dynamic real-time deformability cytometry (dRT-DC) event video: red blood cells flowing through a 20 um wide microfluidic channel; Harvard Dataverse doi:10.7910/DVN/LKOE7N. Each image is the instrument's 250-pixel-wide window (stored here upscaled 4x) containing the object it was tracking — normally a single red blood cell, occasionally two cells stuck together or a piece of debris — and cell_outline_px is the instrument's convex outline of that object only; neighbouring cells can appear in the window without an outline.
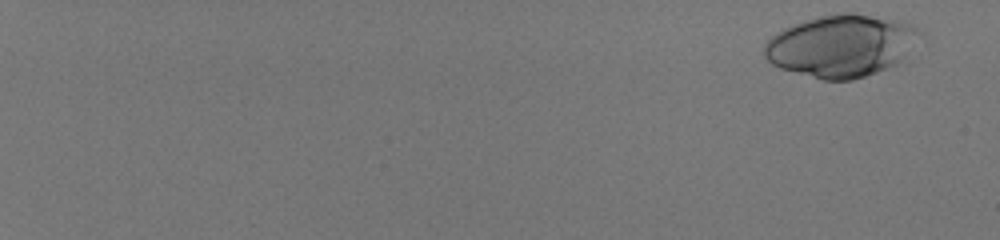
{"species": "human", "species_latin": "Homo sapiens", "temperature_condition": "room temperature", "stored_images_in_passage": 56, "camera_frame_rate_fps": 3000, "um_per_image_px": 0.085, "donor": {"sex": "male"}, "frame": {"image": 1, "passage_image": 2, "time_ms": 0.333, "image_size_px": [1000, 240], "cell_outline_px": [[928, 36], [896, 64], [876, 72], [852, 80], [824, 80], [780, 68], [772, 64], [764, 56], [764, 44], [776, 32], [784, 28], [820, 16], [840, 12], [852, 12], [912, 24], [924, 32]], "centroid_in_image_um": [71.58, 3.89], "position_along_channel_um": 13.4, "area_um2": 56.53}}
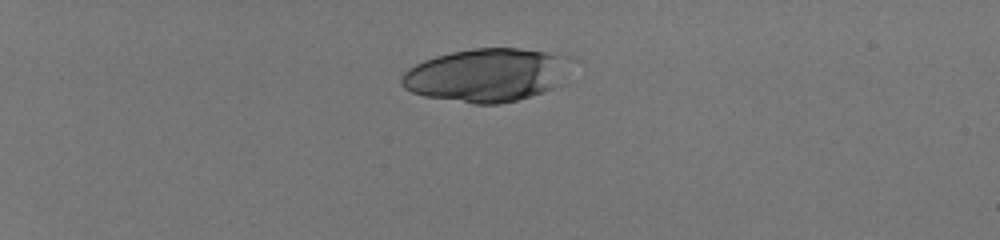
{"frame": {"image": 2, "passage_image": 17, "time_ms": 5.333, "image_size_px": [1000, 240], "cell_outline_px": [[560, 84], [544, 92], [516, 100], [500, 104], [472, 104], [424, 96], [412, 92], [404, 88], [400, 84], [400, 76], [408, 68], [424, 60], [436, 56], [452, 52], [472, 48], [520, 48], [544, 52], [556, 56]], "centroid_in_image_um": [41.1, 6.41], "position_along_channel_um": 43.9, "area_um2": 50.86}}